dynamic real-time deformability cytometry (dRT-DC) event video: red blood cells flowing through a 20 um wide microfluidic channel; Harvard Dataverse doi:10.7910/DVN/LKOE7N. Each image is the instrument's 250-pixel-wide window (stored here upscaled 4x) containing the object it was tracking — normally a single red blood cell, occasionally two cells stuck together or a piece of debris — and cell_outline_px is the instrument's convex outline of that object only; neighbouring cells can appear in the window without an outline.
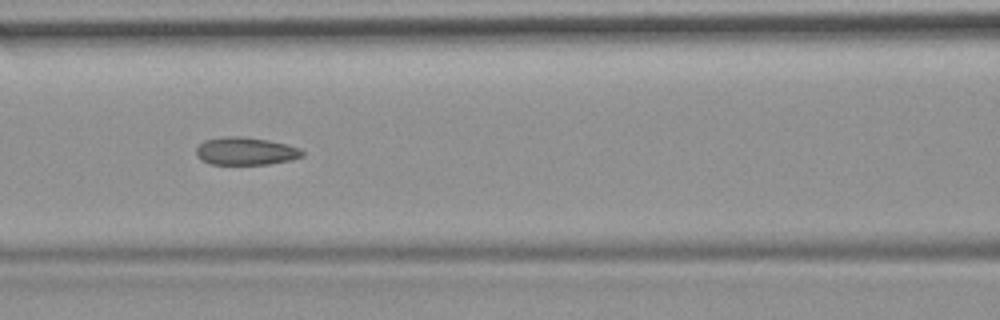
{"species": "common noctule bat (a hibernating species)", "species_latin": "Nyctalus noctula", "temperature_condition": "room temperature", "stored_images_in_passage": 53, "camera_frame_rate_fps": 3000, "um_per_image_px": 0.085, "animal": {"sex": "female", "body_mass_g": 19.9}, "frame": {"image": 1, "passage_image": 23, "time_ms": 7.333, "image_size_px": [1000, 320], "cell_outline_px": [[304, 156], [292, 160], [268, 164], [212, 164], [200, 160], [196, 156], [196, 148], [204, 140], [224, 136], [240, 136], [268, 140], [300, 148], [304, 152]], "centroid_in_image_um": [20.87, 12.85], "position_along_channel_um": 145.7, "area_um2": 17.22}, "authors_computed_cell_mechanics": {"area_um2": 17.918, "velocity_mm_per_s": 3.7257, "shape_relaxation_time_tau1_ms": null, "shape_relaxation_time_tau2_ms": 1.3538, "deformation_change_tau1": null, "deformation_change_tau2": 0.0623}}